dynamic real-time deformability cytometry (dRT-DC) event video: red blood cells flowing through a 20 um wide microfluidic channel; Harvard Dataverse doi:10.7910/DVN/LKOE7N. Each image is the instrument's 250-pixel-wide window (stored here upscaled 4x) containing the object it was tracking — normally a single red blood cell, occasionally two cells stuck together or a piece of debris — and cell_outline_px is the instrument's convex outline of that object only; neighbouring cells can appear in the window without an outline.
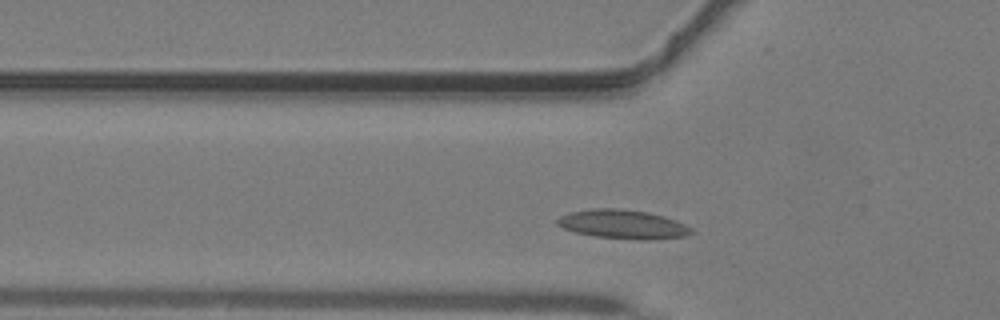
{"species": "common noctule bat (a hibernating species)", "species_latin": "Nyctalus noctula", "temperature_condition": "warm", "stored_images_in_passage": 36, "camera_frame_rate_fps": 3000, "um_per_image_px": 0.085, "animal": {"sex": "male", "body_mass_g": 19.2, "forearm_length_mm": 51.8}, "frame": {"image": 1, "passage_image": 6, "time_ms": 1.667, "image_size_px": [1000, 320], "cell_outline_px": [[692, 232], [684, 236], [648, 240], [640, 240], [592, 236], [576, 232], [564, 228], [556, 224], [556, 220], [560, 216], [568, 212], [592, 208], [620, 208], [648, 212], [684, 224], [692, 228]], "centroid_in_image_um": [52.88, 19.06], "position_along_channel_um": 72.9, "area_um2": 22.48}}
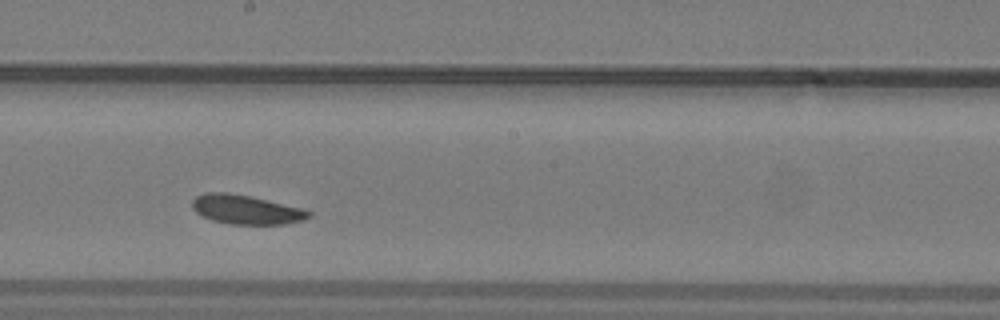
{"frame": {"image": 2, "passage_image": 16, "time_ms": 5.0, "image_size_px": [1000, 320], "cell_outline_px": [[312, 216], [304, 220], [288, 224], [228, 224], [212, 220], [196, 212], [192, 208], [192, 200], [196, 196], [204, 192], [228, 192], [248, 196], [300, 208], [312, 212]], "centroid_in_image_um": [20.9, 17.82], "position_along_channel_um": 227.3, "area_um2": 19.71}}
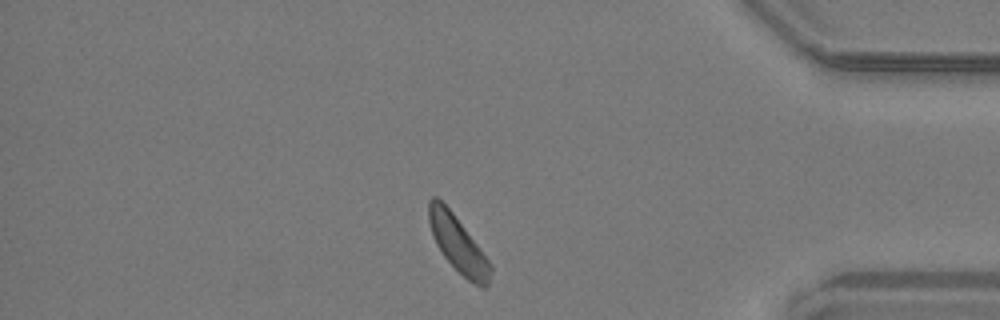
{"frame": {"image": 3, "passage_image": 29, "time_ms": 9.333, "image_size_px": [1000, 320], "cell_outline_px": [[492, 272], [488, 284], [484, 288], [468, 280], [444, 256], [436, 244], [432, 236], [428, 220], [428, 200], [432, 196], [436, 196], [452, 212], [492, 264]], "centroid_in_image_um": [38.91, 20.74], "position_along_channel_um": 396.3, "area_um2": 19.83}}